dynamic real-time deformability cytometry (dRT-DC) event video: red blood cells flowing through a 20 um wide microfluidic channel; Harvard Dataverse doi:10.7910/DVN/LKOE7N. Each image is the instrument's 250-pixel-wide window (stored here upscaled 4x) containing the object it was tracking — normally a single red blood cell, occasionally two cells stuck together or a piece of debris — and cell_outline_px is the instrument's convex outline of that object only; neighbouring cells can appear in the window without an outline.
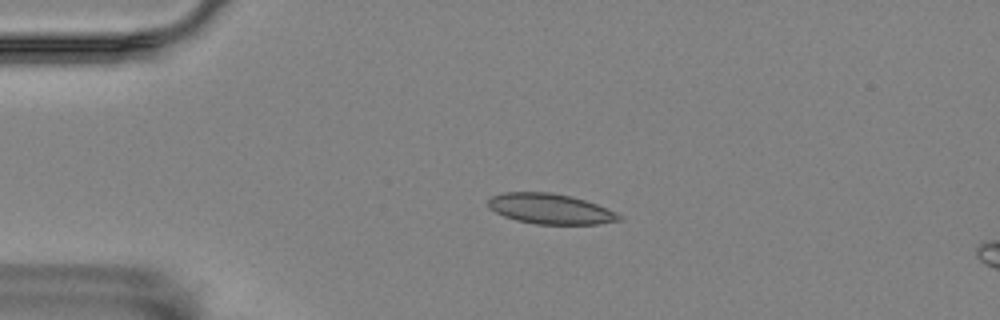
{"species": "Egyptian fruit bat (a non-hibernating species)", "species_latin": "Rousettus aegyptiacus", "temperature_condition": "room temperature", "stored_images_in_passage": 17, "camera_frame_rate_fps": 3000, "um_per_image_px": 0.085, "animal": {"sex": "female"}, "frame": {"image": 1, "passage_image": 12, "time_ms": 3.667, "image_size_px": [1000, 320], "cell_outline_px": [[624, 220], [600, 224], [536, 224], [516, 220], [504, 216], [488, 208], [488, 200], [492, 196], [504, 192], [552, 192], [572, 196], [596, 204], [616, 212], [624, 216]], "centroid_in_image_um": [46.81, 17.75], "position_along_channel_um": 38.2, "area_um2": 23.29}}